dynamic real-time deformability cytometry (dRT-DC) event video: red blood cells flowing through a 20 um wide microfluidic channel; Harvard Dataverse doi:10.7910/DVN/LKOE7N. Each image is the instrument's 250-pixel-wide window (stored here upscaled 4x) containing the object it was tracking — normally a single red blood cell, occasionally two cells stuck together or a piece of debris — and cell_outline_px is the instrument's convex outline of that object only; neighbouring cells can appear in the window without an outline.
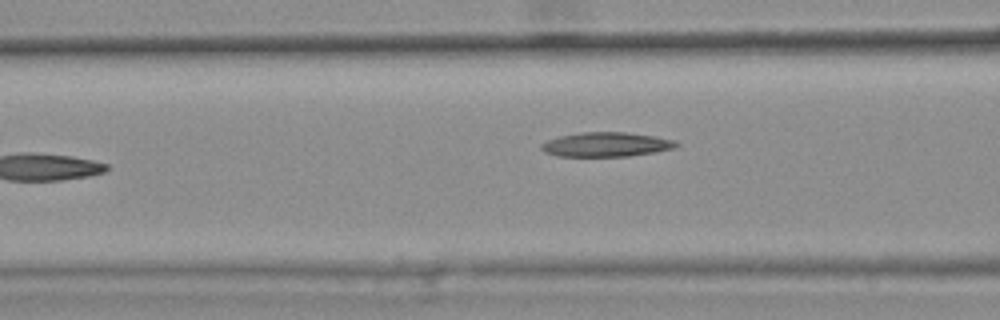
{"species": "common noctule bat (a hibernating species)", "species_latin": "Nyctalus noctula", "temperature_condition": "warm", "stored_images_in_passage": 26, "camera_frame_rate_fps": 3000, "um_per_image_px": 0.085, "animal": {"sex": "female", "body_mass_g": 25.1}, "frame": {"image": 1, "passage_image": 5, "time_ms": 1.333, "image_size_px": [1000, 320], "cell_outline_px": [[680, 144], [672, 148], [656, 152], [628, 156], [556, 156], [544, 152], [540, 148], [540, 144], [548, 140], [560, 136], [580, 132], [624, 132], [656, 136], [676, 140]], "centroid_in_image_um": [51.52, 12.28], "position_along_channel_um": 115.1, "area_um2": 19.25}}
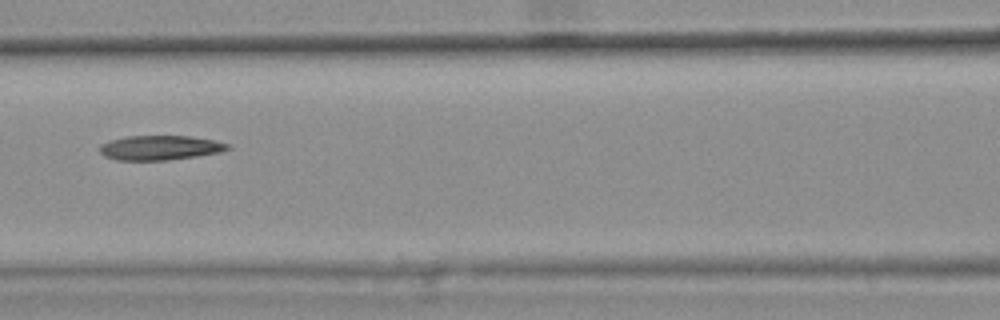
{"frame": {"image": 2, "passage_image": 8, "time_ms": 2.333, "image_size_px": [1000, 320], "cell_outline_px": [[232, 148], [220, 152], [196, 156], [168, 160], [116, 160], [104, 156], [100, 152], [100, 144], [112, 140], [128, 136], [188, 136], [216, 140], [228, 144]], "centroid_in_image_um": [13.62, 12.56], "position_along_channel_um": 153.0, "area_um2": 18.26}, "authors_computed_cell_mechanics": {"area_um2": 18.6116, "velocity_mm_per_s": 3.7858, "shape_relaxation_time_tau1_ms": null, "shape_relaxation_time_tau2_ms": 8.7165, "deformation_change_tau1": null, "deformation_change_tau2": 0.1834}}